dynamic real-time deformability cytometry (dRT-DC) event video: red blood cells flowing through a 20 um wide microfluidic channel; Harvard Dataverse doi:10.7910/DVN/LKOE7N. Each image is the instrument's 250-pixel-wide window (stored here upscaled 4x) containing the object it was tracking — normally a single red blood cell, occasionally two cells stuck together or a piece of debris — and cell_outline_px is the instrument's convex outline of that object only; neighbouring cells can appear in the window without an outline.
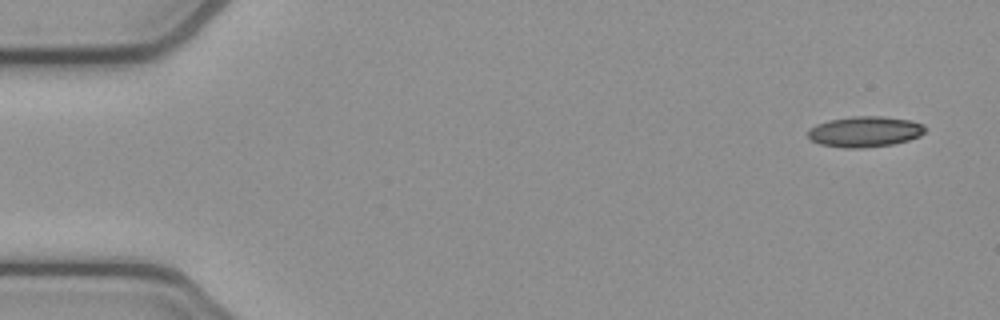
{"species": "common noctule bat (a hibernating species)", "species_latin": "Nyctalus noctula", "temperature_condition": "cold", "stored_images_in_passage": 4, "camera_frame_rate_fps": 3000, "um_per_image_px": 0.085, "animal": {"sex": "female", "body_mass_g": 21.9}, "frame": {"image": 1, "passage_image": 1, "time_ms": 0.0, "image_size_px": [1000, 320], "cell_outline_px": [[928, 128], [920, 136], [908, 140], [892, 144], [860, 148], [844, 148], [820, 144], [812, 140], [808, 136], [808, 128], [816, 124], [828, 120], [852, 116], [880, 116], [912, 120], [924, 124]], "centroid_in_image_um": [73.53, 11.18], "position_along_channel_um": 11.5, "area_um2": 21.1}}
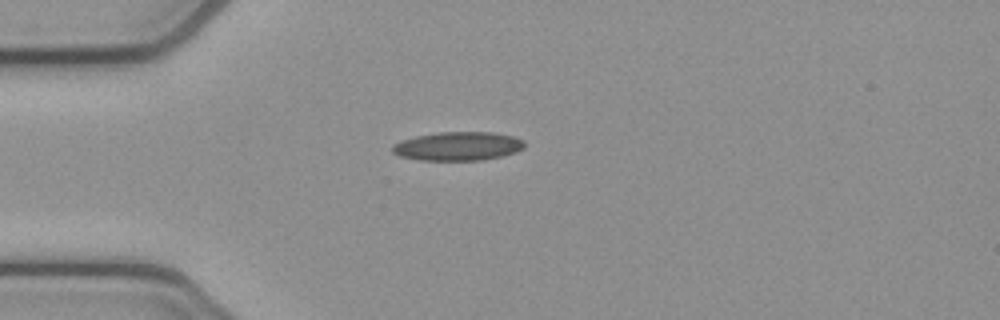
{"frame": {"image": 2, "passage_image": 4, "time_ms": 1.0, "image_size_px": [1000, 320], "cell_outline_px": [[524, 148], [516, 152], [500, 156], [480, 160], [420, 160], [400, 156], [392, 152], [392, 144], [400, 140], [416, 136], [440, 132], [492, 132], [512, 136], [524, 140]], "centroid_in_image_um": [38.9, 12.42], "position_along_channel_um": 46.1, "area_um2": 22.08}}